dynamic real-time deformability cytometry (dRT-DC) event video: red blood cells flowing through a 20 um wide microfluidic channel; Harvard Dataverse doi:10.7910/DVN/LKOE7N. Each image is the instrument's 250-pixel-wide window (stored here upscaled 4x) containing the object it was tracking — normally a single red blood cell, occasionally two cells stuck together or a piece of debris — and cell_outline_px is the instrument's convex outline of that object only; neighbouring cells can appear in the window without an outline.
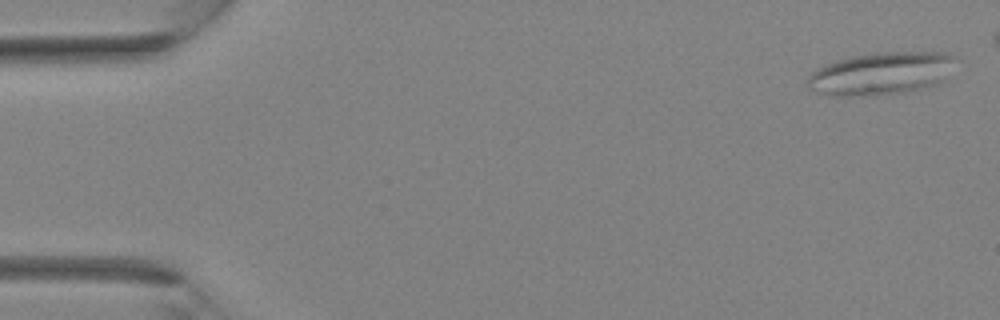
{"species": "Egyptian fruit bat (a non-hibernating species)", "species_latin": "Rousettus aegyptiacus", "temperature_condition": "room temperature", "stored_images_in_passage": 11, "camera_frame_rate_fps": 3000, "um_per_image_px": 0.085, "animal": {"sex": "female"}, "frame": {"image": 1, "passage_image": 1, "time_ms": 0.0, "image_size_px": [1000, 320], "cell_outline_px": [[952, 56], [948, 80], [944, 84], [928, 88], [904, 92], [876, 96], [828, 96], [816, 92], [808, 88], [808, 76], [816, 68], [824, 64], [836, 60], [852, 56], [876, 52], [944, 52]], "centroid_in_image_um": [74.88, 6.28], "position_along_channel_um": 10.1, "area_um2": 37.45}}